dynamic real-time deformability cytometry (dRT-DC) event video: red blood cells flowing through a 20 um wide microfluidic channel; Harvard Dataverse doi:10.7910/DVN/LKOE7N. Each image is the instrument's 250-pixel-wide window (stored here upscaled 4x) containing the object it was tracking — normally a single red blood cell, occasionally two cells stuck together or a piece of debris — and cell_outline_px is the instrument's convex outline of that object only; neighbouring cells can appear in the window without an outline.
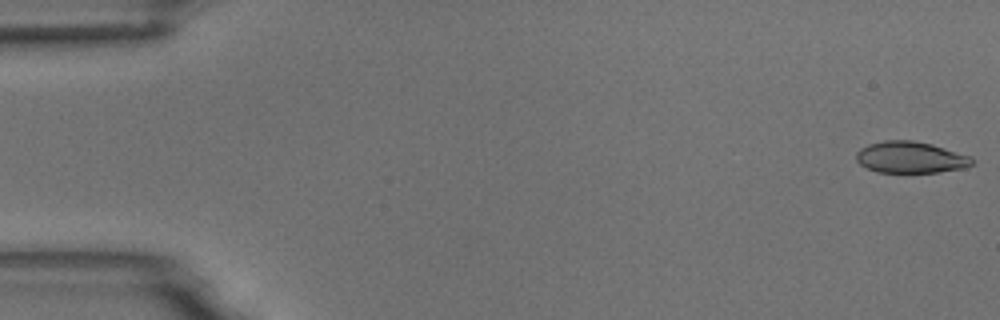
{"species": "common noctule bat (a hibernating species)", "species_latin": "Nyctalus noctula", "temperature_condition": "room temperature", "stored_images_in_passage": 6, "camera_frame_rate_fps": 3000, "um_per_image_px": 0.085, "animal": {"sex": "male", "body_mass_g": 18.8}, "frame": {"image": 1, "passage_image": 1, "time_ms": 0.0, "image_size_px": [1000, 320], "cell_outline_px": [[972, 164], [964, 168], [940, 172], [876, 172], [860, 164], [856, 160], [856, 152], [860, 148], [868, 144], [884, 140], [912, 140], [932, 144], [972, 156]], "centroid_in_image_um": [77.39, 13.37], "position_along_channel_um": 7.6, "area_um2": 21.33}}
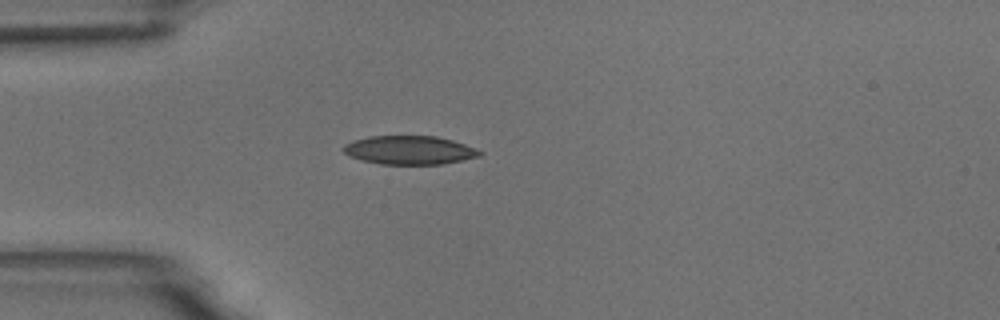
{"frame": {"image": 2, "passage_image": 5, "time_ms": 4.667, "image_size_px": [1000, 320], "cell_outline_px": [[484, 152], [480, 156], [444, 164], [380, 164], [360, 160], [348, 156], [340, 148], [344, 144], [352, 140], [368, 136], [436, 136], [452, 140], [464, 144]], "centroid_in_image_um": [34.75, 12.76], "position_along_channel_um": 50.3, "area_um2": 22.95}}